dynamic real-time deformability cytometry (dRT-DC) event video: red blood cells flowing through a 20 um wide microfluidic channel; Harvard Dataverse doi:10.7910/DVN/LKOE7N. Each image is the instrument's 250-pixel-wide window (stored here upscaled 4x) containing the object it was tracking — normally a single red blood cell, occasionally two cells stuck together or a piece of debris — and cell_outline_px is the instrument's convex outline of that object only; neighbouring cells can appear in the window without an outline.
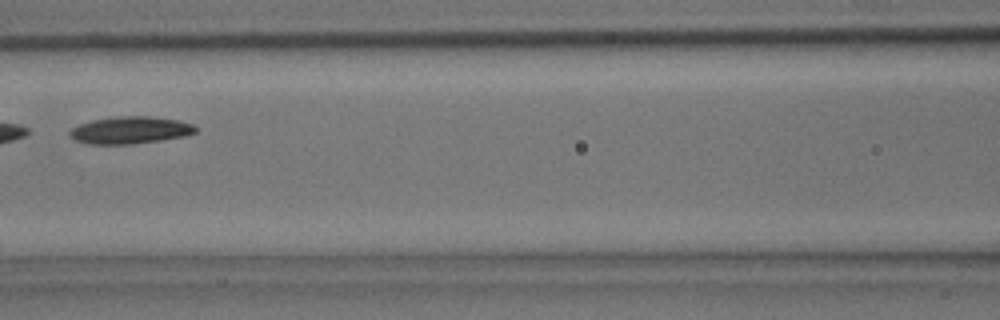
{"species": "common noctule bat (a hibernating species)", "species_latin": "Nyctalus noctula", "temperature_condition": "room temperature", "stored_images_in_passage": 5, "camera_frame_rate_fps": 3000, "um_per_image_px": 0.085, "animal": {"sex": "male", "body_mass_g": 15.6}, "frame": {"image": 1, "passage_image": 5, "time_ms": 1.333, "image_size_px": [1000, 320], "cell_outline_px": [[196, 132], [184, 136], [160, 140], [132, 144], [88, 144], [76, 140], [68, 136], [68, 132], [72, 128], [80, 124], [92, 120], [116, 116], [148, 116], [180, 120], [192, 124], [196, 128]], "centroid_in_image_um": [11.04, 11.06], "position_along_channel_um": 155.6, "area_um2": 19.94}}